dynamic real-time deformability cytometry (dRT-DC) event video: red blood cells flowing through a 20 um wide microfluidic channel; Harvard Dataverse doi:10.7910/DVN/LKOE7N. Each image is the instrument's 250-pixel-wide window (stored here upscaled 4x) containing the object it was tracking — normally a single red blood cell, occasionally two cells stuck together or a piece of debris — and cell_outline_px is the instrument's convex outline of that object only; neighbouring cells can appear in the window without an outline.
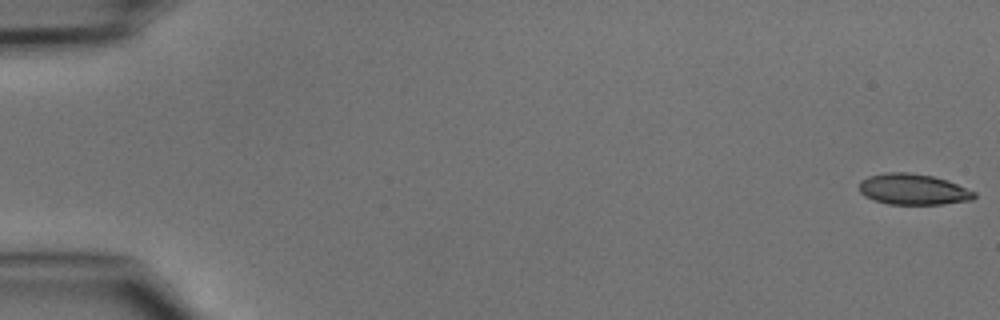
{"species": "common noctule bat (a hibernating species)", "species_latin": "Nyctalus noctula", "temperature_condition": "cold", "stored_images_in_passage": 45, "camera_frame_rate_fps": 3000, "um_per_image_px": 0.085, "animal": {"sex": "male", "body_mass_g": 15.6}, "frame": {"image": 1, "passage_image": 1, "time_ms": 0.0, "image_size_px": [1000, 320], "cell_outline_px": [[976, 196], [972, 200], [944, 204], [888, 204], [864, 196], [860, 192], [860, 180], [868, 176], [884, 172], [908, 172], [932, 176], [948, 180], [976, 192]], "centroid_in_image_um": [77.63, 16.08], "position_along_channel_um": 7.4, "area_um2": 20.81}}
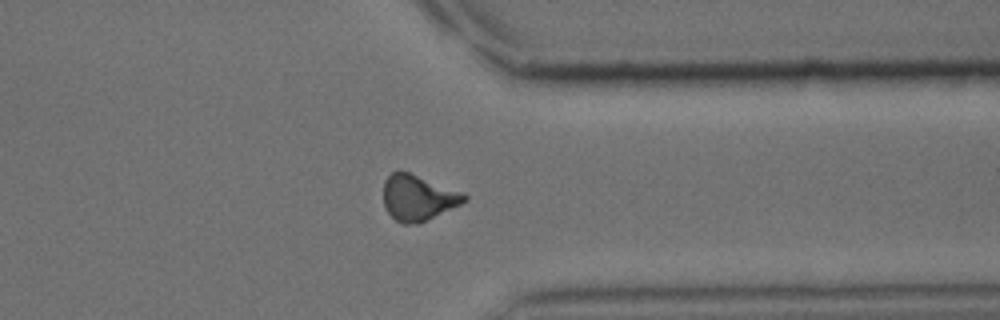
{"frame": {"image": 2, "passage_image": 38, "time_ms": 12.333, "image_size_px": [1000, 320], "cell_outline_px": [[468, 200], [420, 224], [404, 224], [396, 220], [388, 212], [384, 204], [384, 180], [396, 168], [400, 168], [464, 192], [468, 196]], "centroid_in_image_um": [35.54, 16.77], "position_along_channel_um": 375.9, "area_um2": 21.96}}
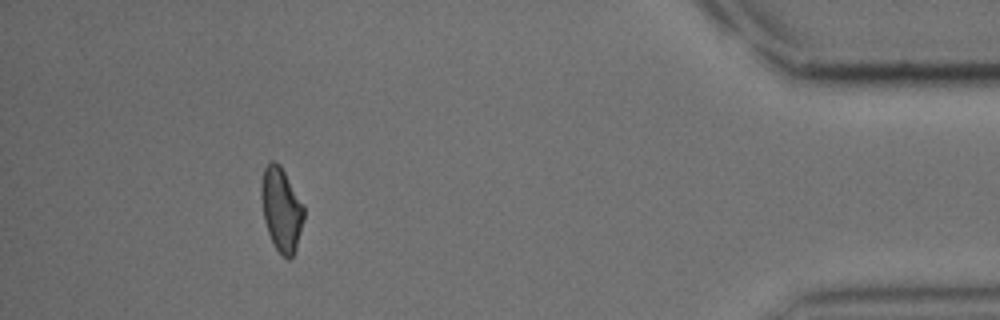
{"frame": {"image": 3, "passage_image": 44, "time_ms": 14.333, "image_size_px": [1000, 320], "cell_outline_px": [[304, 220], [296, 248], [292, 256], [288, 260], [276, 248], [268, 232], [264, 220], [260, 200], [260, 184], [264, 168], [272, 160], [280, 164], [304, 204]], "centroid_in_image_um": [23.91, 17.76], "position_along_channel_um": 411.3, "area_um2": 20.92}}